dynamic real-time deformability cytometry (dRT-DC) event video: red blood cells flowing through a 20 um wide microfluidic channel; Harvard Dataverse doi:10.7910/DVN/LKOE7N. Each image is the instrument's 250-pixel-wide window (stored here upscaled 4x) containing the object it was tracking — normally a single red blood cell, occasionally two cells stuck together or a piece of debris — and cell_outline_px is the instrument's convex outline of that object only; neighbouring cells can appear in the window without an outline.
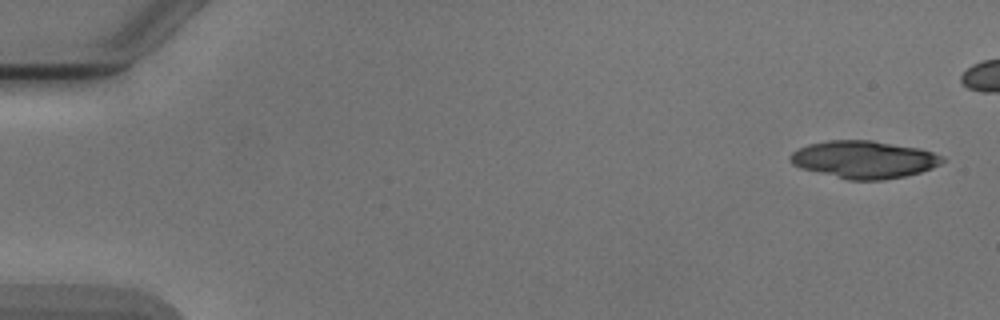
{"species": "Egyptian fruit bat (a non-hibernating species)", "species_latin": "Rousettus aegyptiacus", "temperature_condition": "cold", "stored_images_in_passage": 6, "camera_frame_rate_fps": 3000, "um_per_image_px": 0.085, "animal": {"sex": "male"}, "frame": {"image": 1, "passage_image": 1, "time_ms": 0.0, "image_size_px": [1000, 320], "cell_outline_px": [[948, 160], [932, 168], [920, 172], [904, 176], [884, 180], [848, 180], [800, 168], [792, 164], [788, 160], [788, 156], [792, 152], [808, 144], [828, 140], [872, 140], [920, 148], [944, 156]], "centroid_in_image_um": [73.44, 13.55], "position_along_channel_um": 11.6, "area_um2": 33.52}}
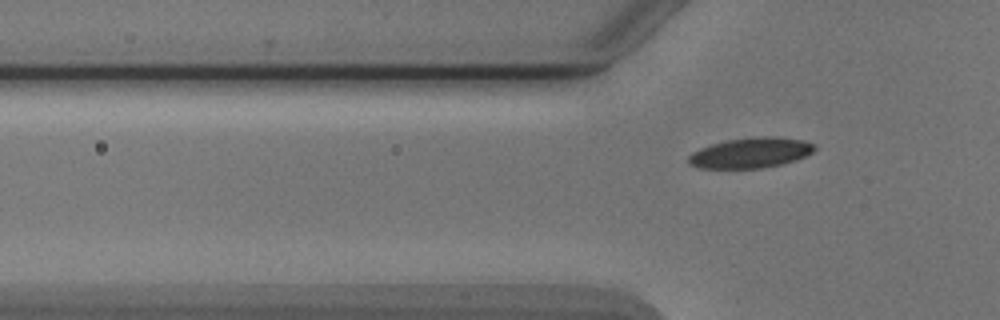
{"frame": {"image": 2, "passage_image": 6, "time_ms": 7.0, "image_size_px": [1000, 320], "cell_outline_px": [[816, 148], [812, 152], [796, 160], [764, 168], [700, 168], [688, 164], [688, 156], [692, 152], [700, 148], [712, 144], [728, 140], [756, 136], [780, 136], [804, 140], [812, 144]], "centroid_in_image_um": [63.8, 12.98], "position_along_channel_um": 62.0, "area_um2": 22.31}}